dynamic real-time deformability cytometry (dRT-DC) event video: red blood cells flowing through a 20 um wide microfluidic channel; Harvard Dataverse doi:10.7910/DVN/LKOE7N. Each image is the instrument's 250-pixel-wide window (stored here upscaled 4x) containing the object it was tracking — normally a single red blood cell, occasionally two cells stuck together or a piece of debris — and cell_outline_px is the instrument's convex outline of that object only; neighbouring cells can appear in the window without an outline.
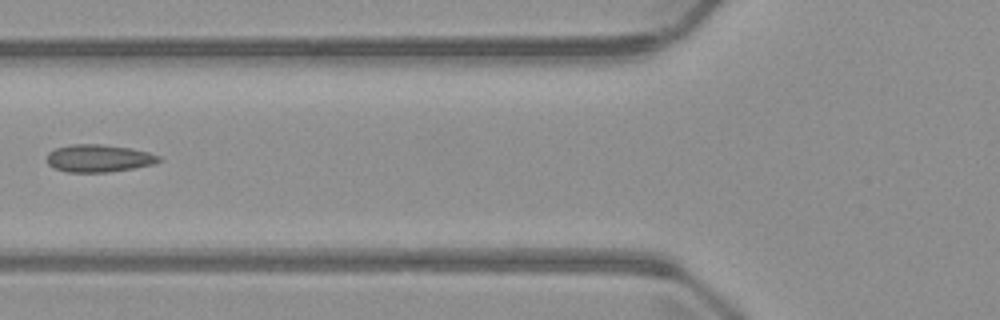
{"species": "common noctule bat (a hibernating species)", "species_latin": "Nyctalus noctula", "temperature_condition": "warm", "stored_images_in_passage": 6, "camera_frame_rate_fps": 3000, "um_per_image_px": 0.085, "animal": {"sex": "male", "body_mass_g": 23.1, "forearm_length_mm": 52.7}, "frame": {"image": 1, "passage_image": 5, "time_ms": 5.0, "image_size_px": [1000, 320], "cell_outline_px": [[164, 160], [156, 164], [108, 172], [68, 172], [56, 168], [48, 164], [48, 152], [56, 148], [72, 144], [100, 144], [132, 148], [148, 152], [160, 156]], "centroid_in_image_um": [8.45, 13.45], "position_along_channel_um": 117.3, "area_um2": 17.98}}
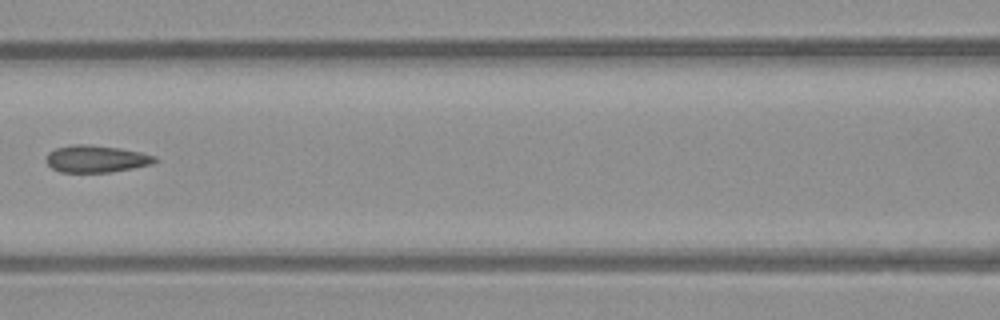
{"frame": {"image": 2, "passage_image": 6, "time_ms": 6.0, "image_size_px": [1000, 320], "cell_outline_px": [[160, 160], [152, 164], [132, 168], [108, 172], [60, 172], [52, 168], [48, 164], [48, 152], [56, 148], [72, 144], [92, 144], [120, 148], [140, 152], [156, 156]], "centroid_in_image_um": [8.21, 13.49], "position_along_channel_um": 158.4, "area_um2": 17.17}}